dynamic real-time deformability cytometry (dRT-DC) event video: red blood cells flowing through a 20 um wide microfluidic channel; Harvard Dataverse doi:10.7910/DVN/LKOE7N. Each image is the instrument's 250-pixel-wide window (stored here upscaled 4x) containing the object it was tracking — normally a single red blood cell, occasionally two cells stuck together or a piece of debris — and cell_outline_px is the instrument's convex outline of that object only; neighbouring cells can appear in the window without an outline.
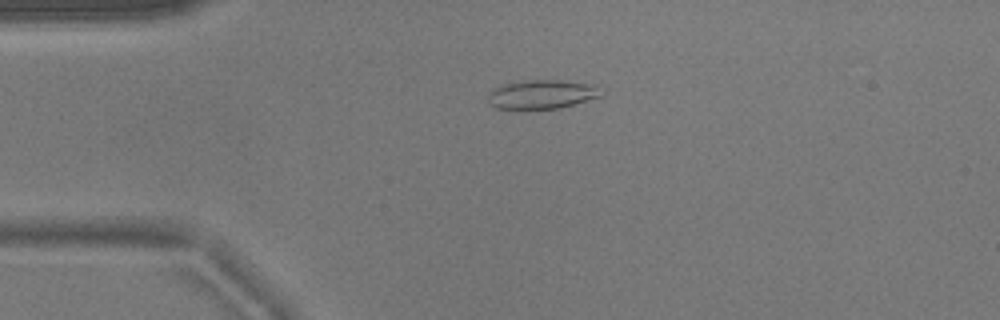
{"species": "common noctule bat (a hibernating species)", "species_latin": "Nyctalus noctula", "temperature_condition": "warm", "stored_images_in_passage": 41, "camera_frame_rate_fps": 3000, "um_per_image_px": 0.085, "animal": {"sex": "male", "body_mass_g": 17.9}, "frame": {"image": 1, "passage_image": 1, "time_ms": 0.0, "image_size_px": [1000, 320], "cell_outline_px": [[604, 96], [560, 108], [520, 112], [496, 108], [488, 104], [488, 92], [496, 88], [508, 84], [528, 80], [560, 80], [596, 84], [604, 92]], "centroid_in_image_um": [46.08, 8.07], "position_along_channel_um": 38.9, "area_um2": 20.0}}
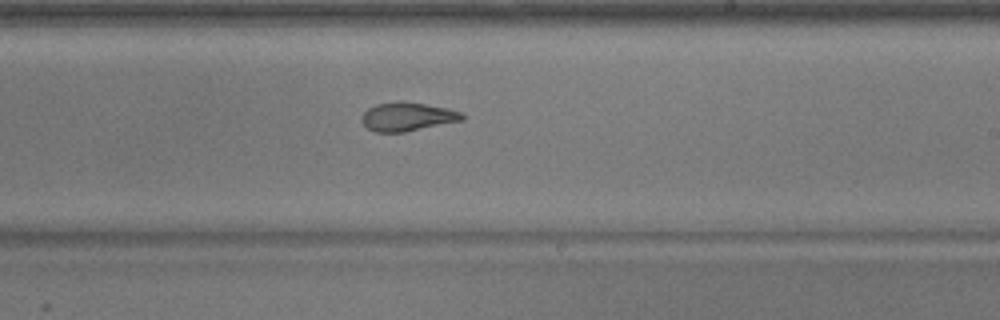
{"frame": {"image": 2, "passage_image": 20, "time_ms": 6.333, "image_size_px": [1000, 320], "cell_outline_px": [[464, 120], [404, 132], [376, 132], [368, 128], [360, 120], [360, 116], [368, 108], [376, 104], [396, 100], [400, 100], [448, 108], [460, 112], [464, 116]], "centroid_in_image_um": [34.59, 9.9], "position_along_channel_um": 254.4, "area_um2": 16.88}}
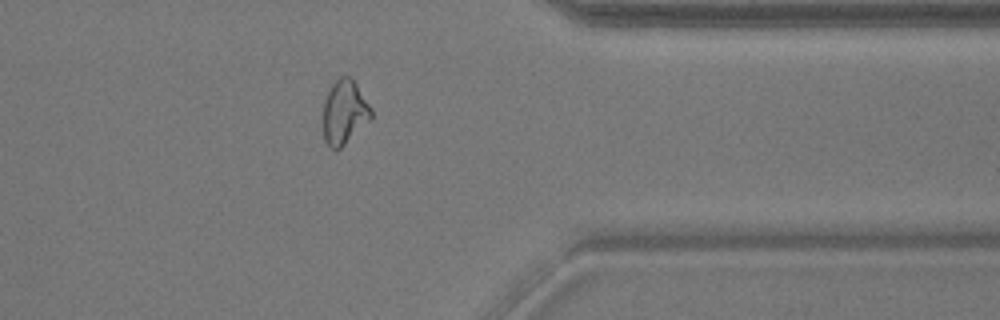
{"frame": {"image": 3, "passage_image": 31, "time_ms": 10.0, "image_size_px": [1000, 320], "cell_outline_px": [[372, 120], [336, 152], [324, 140], [324, 100], [332, 84], [340, 76], [348, 76], [356, 84], [372, 108]], "centroid_in_image_um": [29.3, 9.57], "position_along_channel_um": 382.1, "area_um2": 17.98}, "authors_computed_cell_mechanics": {"area_um2": 18.0336, "velocity_mm_per_s": 3.8105, "shape_relaxation_time_tau1_ms": 8.5077, "shape_relaxation_time_tau2_ms": 1.8823, "deformation_change_tau1": 0.222, "deformation_change_tau2": 0.0883}}